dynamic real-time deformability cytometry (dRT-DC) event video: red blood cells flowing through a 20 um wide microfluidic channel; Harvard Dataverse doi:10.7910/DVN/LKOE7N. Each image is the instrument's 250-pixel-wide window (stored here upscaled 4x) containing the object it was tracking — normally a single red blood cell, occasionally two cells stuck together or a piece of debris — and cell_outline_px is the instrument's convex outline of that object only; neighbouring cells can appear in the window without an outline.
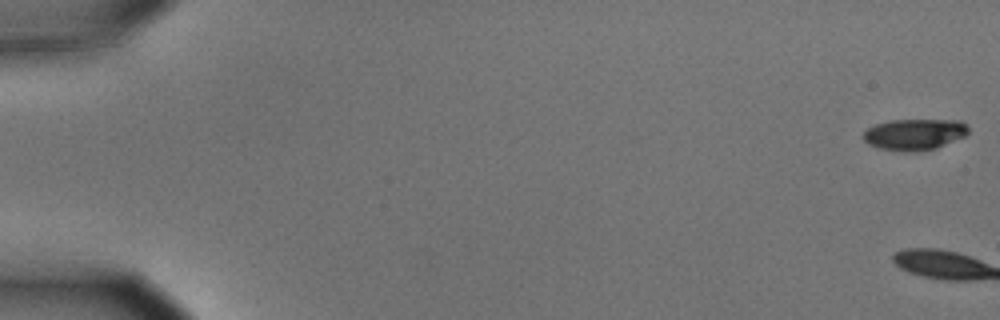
{"species": "common noctule bat (a hibernating species)", "species_latin": "Nyctalus noctula", "temperature_condition": "cold", "stored_images_in_passage": 3, "camera_frame_rate_fps": 3000, "um_per_image_px": 0.085, "animal": {"sex": "male", "body_mass_g": 15.6}, "frame": {"image": 1, "passage_image": 1, "time_ms": 0.0, "image_size_px": [1000, 320], "cell_outline_px": [[968, 132], [964, 136], [936, 148], [920, 152], [904, 152], [880, 148], [868, 144], [864, 140], [864, 132], [868, 128], [876, 124], [892, 120], [960, 120], [968, 124]], "centroid_in_image_um": [77.75, 11.43], "position_along_channel_um": 7.3, "area_um2": 19.13}}